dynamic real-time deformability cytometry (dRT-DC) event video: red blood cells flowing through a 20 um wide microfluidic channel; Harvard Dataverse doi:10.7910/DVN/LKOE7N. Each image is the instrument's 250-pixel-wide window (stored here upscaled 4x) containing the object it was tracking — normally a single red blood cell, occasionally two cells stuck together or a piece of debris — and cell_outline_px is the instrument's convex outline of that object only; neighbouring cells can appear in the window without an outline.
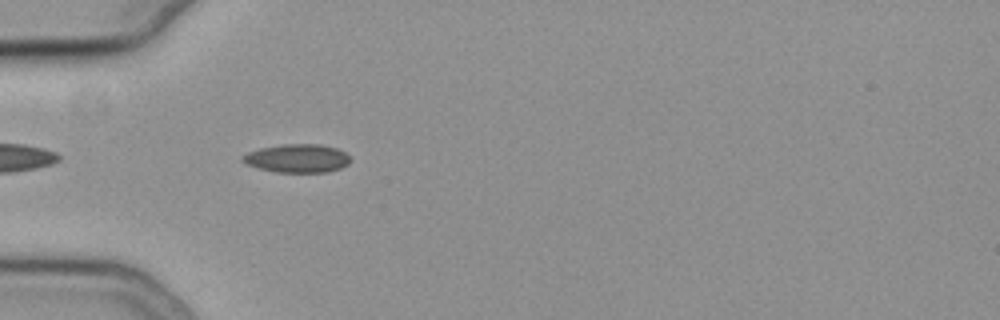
{"species": "common noctule bat (a hibernating species)", "species_latin": "Nyctalus noctula", "temperature_condition": "cold", "stored_images_in_passage": 33, "camera_frame_rate_fps": 3000, "um_per_image_px": 0.085, "animal": {"sex": "female", "body_mass_g": 19.3, "forearm_length_mm": 54.1}, "frame": {"image": 1, "passage_image": 1, "time_ms": 0.0, "image_size_px": [1000, 320], "cell_outline_px": [[352, 160], [348, 164], [340, 168], [328, 172], [276, 172], [256, 168], [244, 164], [240, 160], [240, 156], [248, 152], [260, 148], [284, 144], [320, 144], [336, 148], [344, 152]], "centroid_in_image_um": [25.22, 13.46], "position_along_channel_um": 59.8, "area_um2": 18.03}}
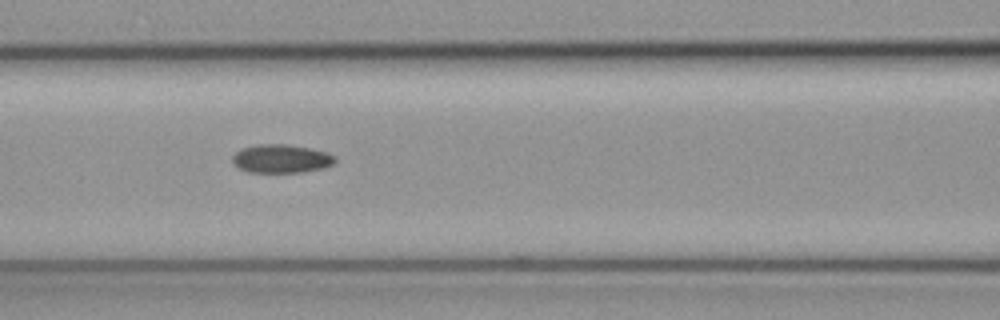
{"frame": {"image": 2, "passage_image": 8, "time_ms": 2.333, "image_size_px": [1000, 320], "cell_outline_px": [[336, 160], [332, 164], [324, 168], [304, 172], [248, 172], [232, 164], [232, 156], [240, 148], [256, 144], [288, 144], [312, 148], [336, 156]], "centroid_in_image_um": [23.88, 13.48], "position_along_channel_um": 142.7, "area_um2": 17.22}}
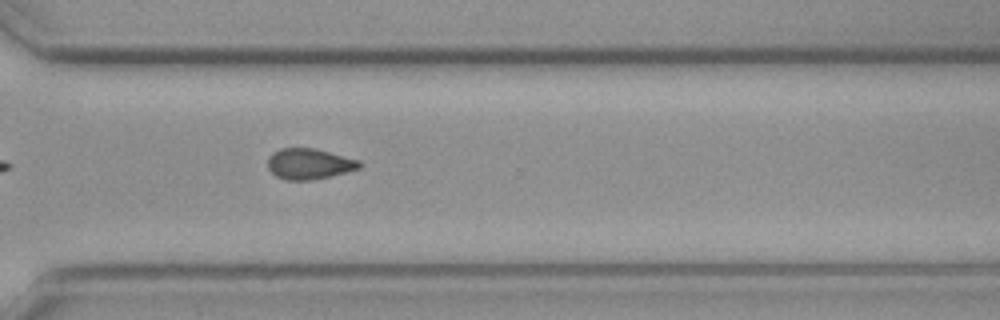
{"frame": {"image": 3, "passage_image": 24, "time_ms": 7.667, "image_size_px": [1000, 320], "cell_outline_px": [[364, 164], [360, 168], [312, 180], [284, 180], [276, 176], [268, 168], [268, 156], [272, 152], [280, 148], [316, 148], [360, 160]], "centroid_in_image_um": [26.28, 13.91], "position_along_channel_um": 344.3, "area_um2": 16.53}, "authors_computed_cell_mechanics": {"area_um2": 16.762, "velocity_mm_per_s": 3.7894, "shape_relaxation_time_tau1_ms": null, "shape_relaxation_time_tau2_ms": 9.7332, "deformation_change_tau1": null, "deformation_change_tau2": 0.1496}}